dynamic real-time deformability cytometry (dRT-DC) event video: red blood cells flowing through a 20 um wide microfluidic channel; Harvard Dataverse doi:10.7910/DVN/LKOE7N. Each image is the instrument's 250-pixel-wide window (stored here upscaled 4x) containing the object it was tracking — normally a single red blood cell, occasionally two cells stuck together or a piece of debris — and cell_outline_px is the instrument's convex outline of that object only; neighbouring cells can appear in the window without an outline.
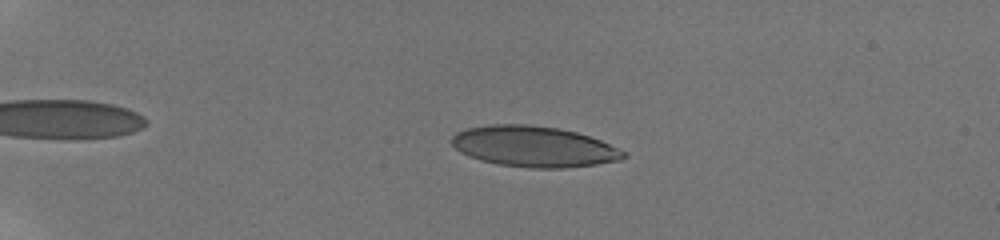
{"species": "human", "species_latin": "Homo sapiens", "temperature_condition": "room temperature", "stored_images_in_passage": 48, "camera_frame_rate_fps": 3000, "um_per_image_px": 0.085, "donor": {"sex": "male"}, "frame": {"image": 1, "passage_image": 6, "time_ms": 1.667, "image_size_px": [1000, 240], "cell_outline_px": [[628, 156], [620, 160], [596, 164], [564, 168], [528, 168], [500, 164], [480, 160], [468, 156], [460, 152], [452, 144], [452, 136], [456, 132], [468, 128], [492, 124], [528, 124], [560, 128], [576, 132], [600, 140], [628, 152]], "centroid_in_image_um": [45.4, 12.45], "position_along_channel_um": 39.6, "area_um2": 40.92}}
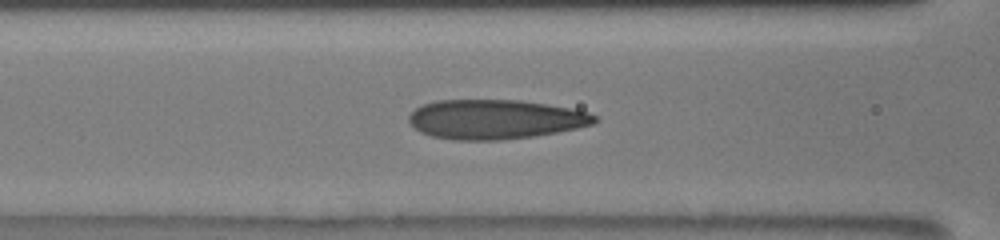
{"frame": {"image": 2, "passage_image": 19, "time_ms": 6.0, "image_size_px": [1000, 240], "cell_outline_px": [[600, 120], [592, 124], [576, 128], [556, 132], [532, 136], [500, 140], [452, 140], [432, 136], [420, 132], [408, 120], [408, 116], [416, 108], [424, 104], [436, 100], [520, 100], [568, 108], [588, 112], [596, 116]], "centroid_in_image_um": [42.07, 10.14], "position_along_channel_um": 124.5, "area_um2": 42.48}}
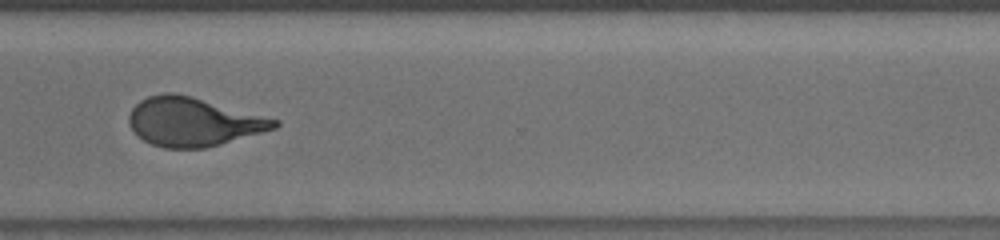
{"frame": {"image": 3, "passage_image": 37, "time_ms": 12.0, "image_size_px": [1000, 240], "cell_outline_px": [[280, 124], [276, 128], [220, 144], [204, 148], [164, 148], [152, 144], [136, 136], [128, 120], [128, 116], [132, 108], [140, 100], [148, 96], [164, 92], [176, 92], [192, 96], [280, 120]], "centroid_in_image_um": [16.4, 10.34], "position_along_channel_um": 354.2, "area_um2": 41.27}, "authors_computed_cell_mechanics": {"area_um2": 41.327, "velocity_mm_per_s": 3.8329, "shape_relaxation_time_tau1_ms": 6.5952, "shape_relaxation_time_tau2_ms": 0.7613, "deformation_change_tau1": 0.2456, "deformation_change_tau2": 0.0837}}